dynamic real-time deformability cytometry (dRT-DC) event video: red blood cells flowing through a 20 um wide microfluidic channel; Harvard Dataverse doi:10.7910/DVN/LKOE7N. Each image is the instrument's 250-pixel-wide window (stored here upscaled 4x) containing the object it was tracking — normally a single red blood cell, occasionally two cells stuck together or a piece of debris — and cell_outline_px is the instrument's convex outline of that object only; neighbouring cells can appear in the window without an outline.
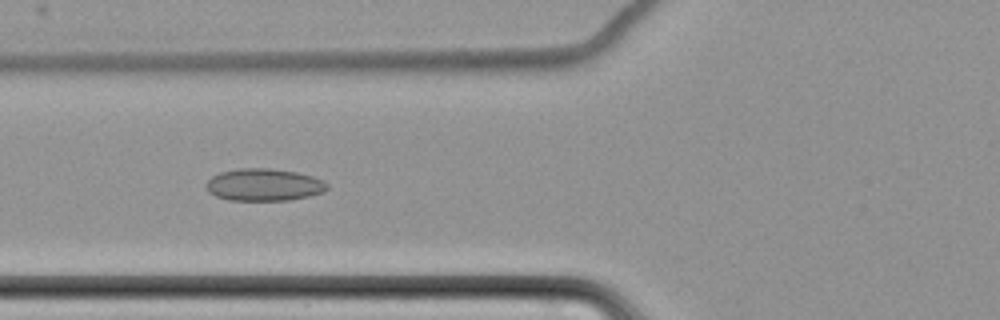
{"species": "common noctule bat (a hibernating species)", "species_latin": "Nyctalus noctula", "temperature_condition": "cold", "stored_images_in_passage": 15, "camera_frame_rate_fps": 3000, "um_per_image_px": 0.085, "animal": {"sex": "female", "body_mass_g": 22.7, "forearm_length_mm": 54.2}, "frame": {"image": 1, "passage_image": 7, "time_ms": 8.0, "image_size_px": [1000, 320], "cell_outline_px": [[328, 188], [324, 192], [308, 196], [288, 200], [228, 200], [216, 196], [208, 192], [204, 188], [204, 184], [212, 176], [220, 172], [236, 168], [272, 168], [296, 172], [312, 176], [324, 180], [328, 184]], "centroid_in_image_um": [22.4, 15.7], "position_along_channel_um": 103.4, "area_um2": 23.0}}
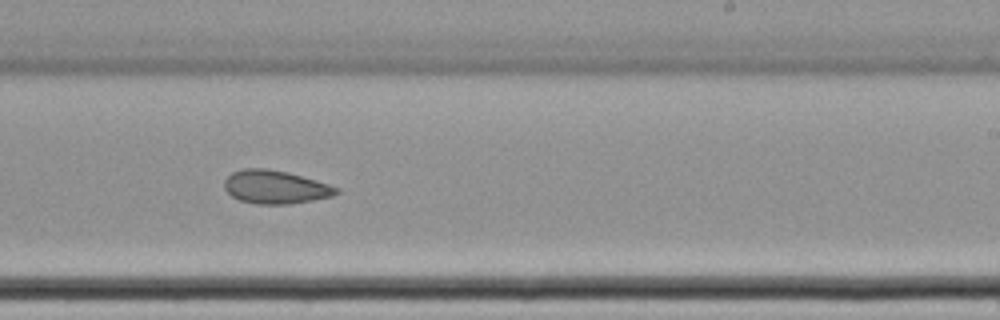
{"frame": {"image": 2, "passage_image": 11, "time_ms": 12.667, "image_size_px": [1000, 320], "cell_outline_px": [[340, 192], [332, 196], [312, 200], [288, 204], [256, 204], [240, 200], [232, 196], [224, 188], [224, 180], [232, 172], [244, 168], [268, 168], [288, 172], [316, 180], [340, 188]], "centroid_in_image_um": [23.4, 15.89], "position_along_channel_um": 265.6, "area_um2": 21.79}}
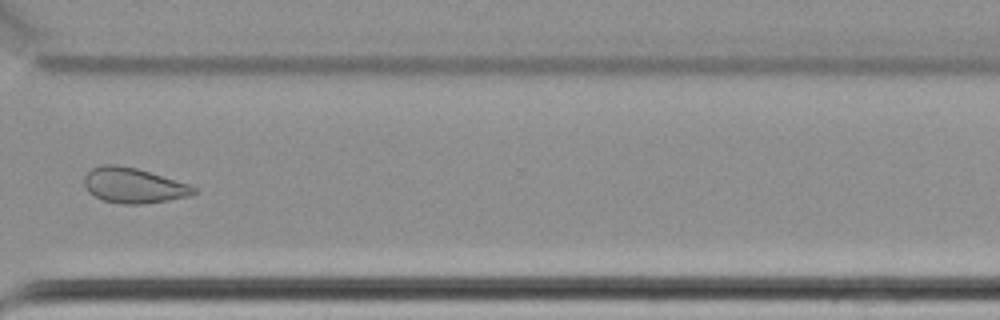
{"frame": {"image": 3, "passage_image": 13, "time_ms": 15.333, "image_size_px": [1000, 320], "cell_outline_px": [[196, 192], [188, 196], [168, 200], [140, 204], [124, 204], [104, 200], [88, 192], [84, 184], [84, 176], [92, 168], [100, 164], [116, 164], [136, 168], [188, 184], [196, 188]], "centroid_in_image_um": [11.31, 15.75], "position_along_channel_um": 359.3, "area_um2": 22.2}}